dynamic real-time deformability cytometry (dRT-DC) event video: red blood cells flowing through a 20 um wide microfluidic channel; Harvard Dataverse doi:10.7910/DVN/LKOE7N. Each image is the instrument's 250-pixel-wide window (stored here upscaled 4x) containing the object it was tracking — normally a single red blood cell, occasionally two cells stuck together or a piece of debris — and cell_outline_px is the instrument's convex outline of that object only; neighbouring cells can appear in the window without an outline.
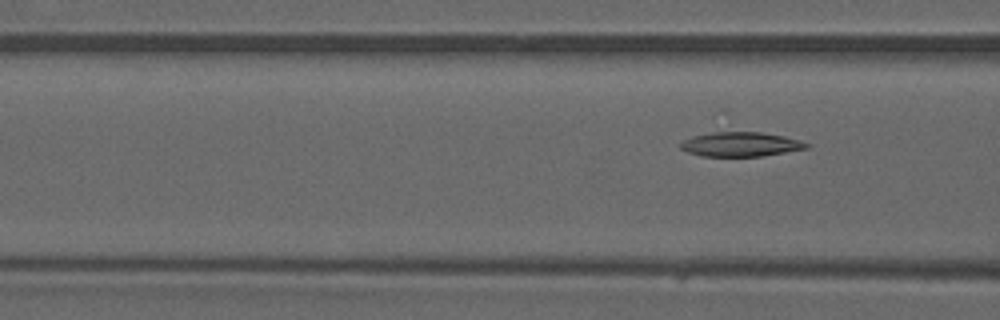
{"species": "common noctule bat (a hibernating species)", "species_latin": "Nyctalus noctula", "temperature_condition": "warm", "stored_images_in_passage": 7, "camera_frame_rate_fps": 3000, "um_per_image_px": 0.085, "animal": {"sex": "male", "forearm_length_mm": 52.5}, "frame": {"image": 1, "passage_image": 7, "time_ms": 2.0, "image_size_px": [1000, 320], "cell_outline_px": [[808, 148], [764, 156], [700, 156], [688, 152], [680, 148], [680, 144], [684, 140], [692, 136], [724, 128], [760, 132], [784, 136], [800, 140], [808, 144]], "centroid_in_image_um": [62.9, 12.22], "position_along_channel_um": 103.7, "area_um2": 18.67}}